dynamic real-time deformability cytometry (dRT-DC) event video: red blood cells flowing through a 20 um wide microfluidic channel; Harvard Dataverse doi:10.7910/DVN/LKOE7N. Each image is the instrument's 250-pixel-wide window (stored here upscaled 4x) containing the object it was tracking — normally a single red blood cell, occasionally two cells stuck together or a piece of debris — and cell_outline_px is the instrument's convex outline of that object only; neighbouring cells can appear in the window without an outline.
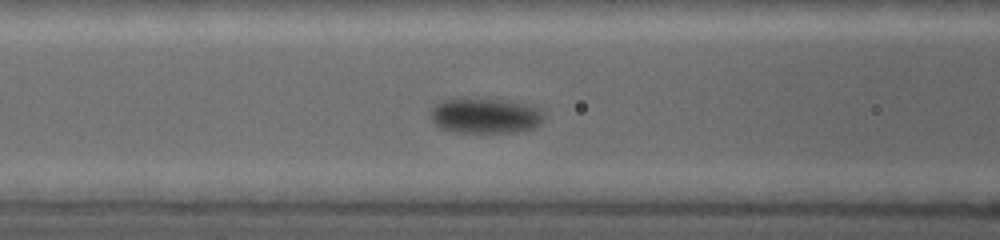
{"species": "common noctule bat (a hibernating species)", "species_latin": "Nyctalus noctula", "temperature_condition": "warm", "stored_images_in_passage": 7, "segment_of_instrument_passage": [1, 2], "camera_frame_rate_fps": 5000, "um_per_image_px": 0.085, "animal": {"sex": "female", "body_mass_g": 19.0, "forearm_length_mm": 53.3}, "frame": {"image": 1, "passage_image": 6, "time_ms": 2.2, "image_size_px": [1000, 240], "cell_outline_px": [[544, 116], [540, 124], [532, 128], [516, 132], [456, 132], [440, 128], [432, 124], [432, 108], [440, 100], [460, 96], [484, 96], [508, 100], [528, 104], [536, 108]], "centroid_in_image_um": [41.18, 9.78], "position_along_channel_um": 125.4, "area_um2": 24.16}}